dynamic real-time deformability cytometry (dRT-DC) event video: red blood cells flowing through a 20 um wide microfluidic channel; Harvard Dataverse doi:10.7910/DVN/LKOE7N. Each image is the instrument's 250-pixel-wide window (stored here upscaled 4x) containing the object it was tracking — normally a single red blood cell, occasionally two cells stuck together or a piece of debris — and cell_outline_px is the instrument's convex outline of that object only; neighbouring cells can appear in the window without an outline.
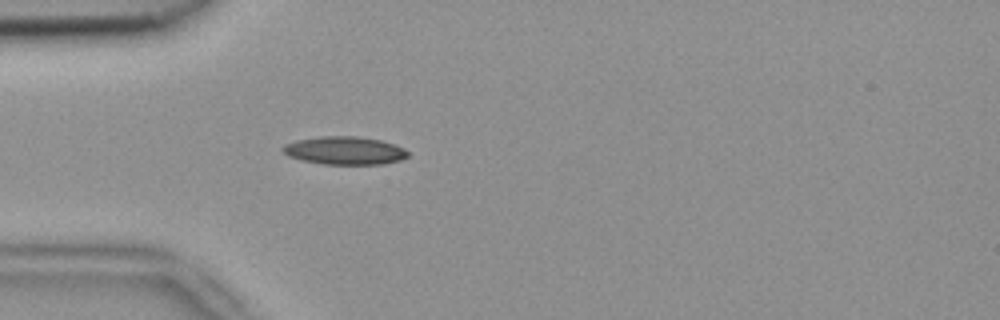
{"species": "common noctule bat (a hibernating species)", "species_latin": "Nyctalus noctula", "temperature_condition": "room temperature", "stored_images_in_passage": 4, "camera_frame_rate_fps": 3000, "um_per_image_px": 0.085, "animal": {"sex": "female", "body_mass_g": 18.4}, "frame": {"image": 1, "passage_image": 4, "time_ms": 1.0, "image_size_px": [1000, 320], "cell_outline_px": [[408, 156], [400, 160], [384, 164], [324, 164], [300, 160], [288, 156], [280, 148], [284, 144], [296, 140], [320, 136], [356, 136], [380, 140], [404, 148], [408, 152]], "centroid_in_image_um": [29.26, 12.8], "position_along_channel_um": 55.7, "area_um2": 20.46}}